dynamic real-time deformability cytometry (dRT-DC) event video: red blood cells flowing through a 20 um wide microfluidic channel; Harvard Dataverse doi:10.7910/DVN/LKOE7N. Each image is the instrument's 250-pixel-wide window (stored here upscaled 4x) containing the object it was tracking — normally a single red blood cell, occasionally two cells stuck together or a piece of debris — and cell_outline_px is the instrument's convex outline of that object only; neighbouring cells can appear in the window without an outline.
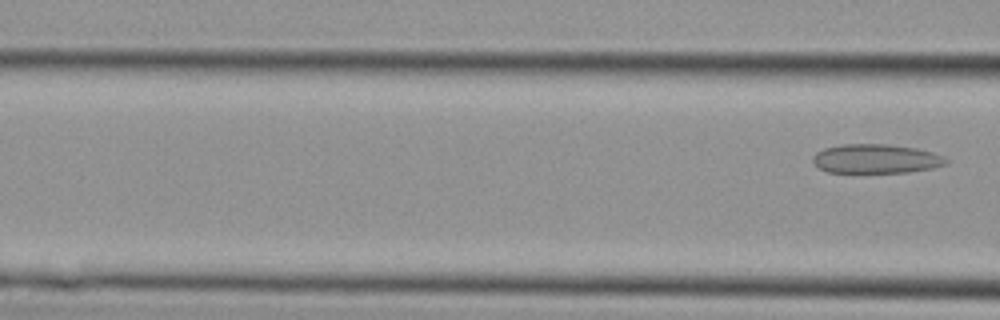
{"species": "Egyptian fruit bat (a non-hibernating species)", "species_latin": "Rousettus aegyptiacus", "temperature_condition": "cold", "stored_images_in_passage": 4, "camera_frame_rate_fps": 3000, "um_per_image_px": 0.085, "animal": {"sex": "female"}, "frame": {"image": 1, "passage_image": 4, "time_ms": 1.0, "image_size_px": [1000, 320], "cell_outline_px": [[948, 160], [944, 164], [932, 168], [908, 172], [828, 172], [820, 168], [812, 160], [812, 156], [816, 152], [824, 148], [844, 144], [884, 144], [916, 148], [932, 152]], "centroid_in_image_um": [74.41, 13.49], "position_along_channel_um": 92.2, "area_um2": 22.31}}